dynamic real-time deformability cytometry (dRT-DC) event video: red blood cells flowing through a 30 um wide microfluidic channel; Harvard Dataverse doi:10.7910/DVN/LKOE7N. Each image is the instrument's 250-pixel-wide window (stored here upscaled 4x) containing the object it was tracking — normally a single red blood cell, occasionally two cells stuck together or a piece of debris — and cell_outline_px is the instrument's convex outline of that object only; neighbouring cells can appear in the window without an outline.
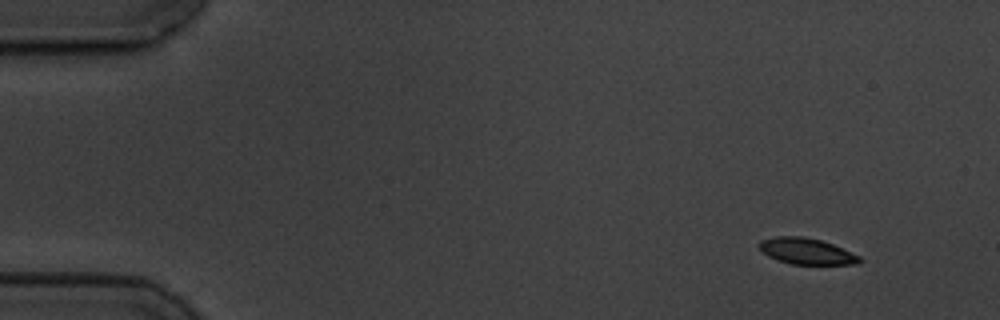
{"species": "common noctule bat (a hibernating species)", "species_latin": "Nyctalus noctula", "temperature_condition": "cold", "stored_images_in_passage": 4, "camera_frame_rate_fps": 3000, "um_per_image_px": 0.085, "animal": {"sex": "male", "body_mass_g": 19.5, "forearm_length_mm": 54.6}, "frame": {"image": 1, "passage_image": 1, "time_ms": 0.0, "image_size_px": [1000, 320], "cell_outline_px": [[864, 260], [860, 264], [792, 264], [768, 256], [756, 244], [760, 240], [772, 236], [804, 236], [820, 240], [832, 244], [860, 256]], "centroid_in_image_um": [68.55, 21.34], "position_along_channel_um": 16.4, "area_um2": 15.32}}
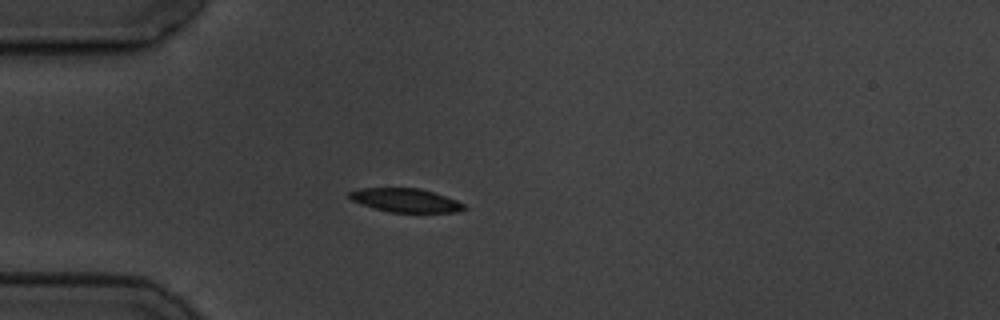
{"frame": {"image": 2, "passage_image": 4, "time_ms": 3.667, "image_size_px": [1000, 320], "cell_outline_px": [[468, 208], [460, 212], [388, 212], [372, 208], [352, 200], [348, 196], [348, 192], [360, 188], [420, 188], [436, 192], [456, 200], [464, 204]], "centroid_in_image_um": [34.5, 17.02], "position_along_channel_um": 50.5, "area_um2": 16.01}}